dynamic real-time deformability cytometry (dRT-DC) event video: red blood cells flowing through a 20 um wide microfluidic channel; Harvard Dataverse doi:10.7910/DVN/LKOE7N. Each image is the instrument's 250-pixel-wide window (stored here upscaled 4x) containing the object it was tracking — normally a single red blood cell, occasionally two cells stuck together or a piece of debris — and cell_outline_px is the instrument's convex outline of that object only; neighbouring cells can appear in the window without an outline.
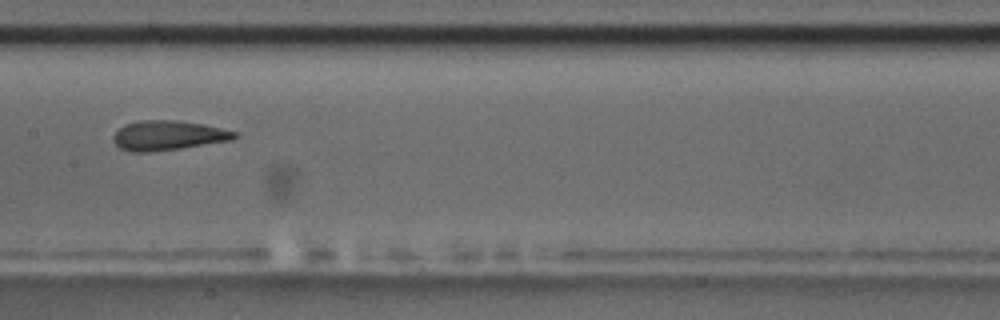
{"species": "common noctule bat (a hibernating species)", "species_latin": "Nyctalus noctula", "temperature_condition": "room temperature", "stored_images_in_passage": 11, "camera_frame_rate_fps": 3000, "um_per_image_px": 0.085, "animal": {"sex": "male", "body_mass_g": 17.5, "forearm_length_mm": 52.3}, "frame": {"image": 1, "passage_image": 5, "time_ms": 4.667, "image_size_px": [1000, 320], "cell_outline_px": [[240, 136], [232, 140], [180, 148], [148, 152], [132, 152], [120, 148], [112, 140], [112, 136], [124, 124], [136, 120], [176, 120], [204, 124], [236, 132]], "centroid_in_image_um": [14.27, 11.5], "position_along_channel_um": 193.1, "area_um2": 20.98}, "authors_computed_cell_mechanics": {"area_um2": 20.8658, "velocity_mm_per_s": 3.6777, "shape_relaxation_time_tau1_ms": null, "shape_relaxation_time_tau2_ms": 1.2143, "deformation_change_tau1": null, "deformation_change_tau2": 0.0853}}